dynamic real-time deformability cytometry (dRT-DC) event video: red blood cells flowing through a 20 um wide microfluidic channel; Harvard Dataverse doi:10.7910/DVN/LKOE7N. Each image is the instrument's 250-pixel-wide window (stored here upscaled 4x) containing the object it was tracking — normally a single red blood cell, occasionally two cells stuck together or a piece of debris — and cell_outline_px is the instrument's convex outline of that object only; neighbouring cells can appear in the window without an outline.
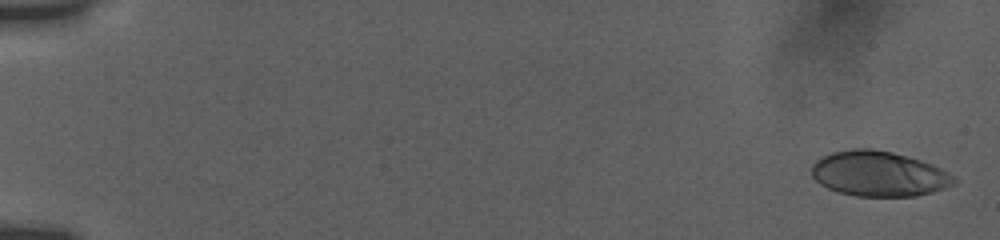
{"species": "human", "species_latin": "Homo sapiens", "temperature_condition": "room temperature", "stored_images_in_passage": 40, "camera_frame_rate_fps": 3000, "um_per_image_px": 0.085, "donor": {"sex": "female"}, "frame": {"image": 1, "passage_image": 1, "time_ms": 0.0, "image_size_px": [1000, 240], "cell_outline_px": [[956, 184], [932, 192], [916, 196], [856, 196], [840, 192], [828, 188], [820, 184], [812, 176], [812, 164], [816, 160], [832, 152], [852, 148], [872, 148], [892, 152], [920, 160], [932, 164], [956, 176]], "centroid_in_image_um": [74.71, 14.77], "position_along_channel_um": 10.3, "area_um2": 37.51}}
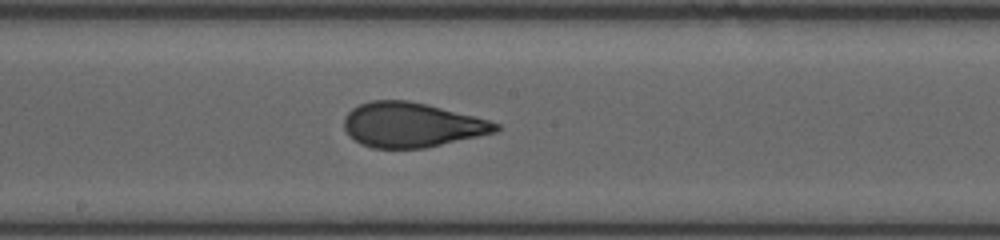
{"frame": {"image": 2, "passage_image": 22, "time_ms": 10.0, "image_size_px": [1000, 240], "cell_outline_px": [[500, 128], [496, 132], [424, 148], [372, 148], [360, 144], [344, 128], [344, 116], [352, 108], [360, 104], [372, 100], [408, 100], [428, 104], [488, 120], [500, 124]], "centroid_in_image_um": [34.98, 10.61], "position_along_channel_um": 213.2, "area_um2": 39.25}}
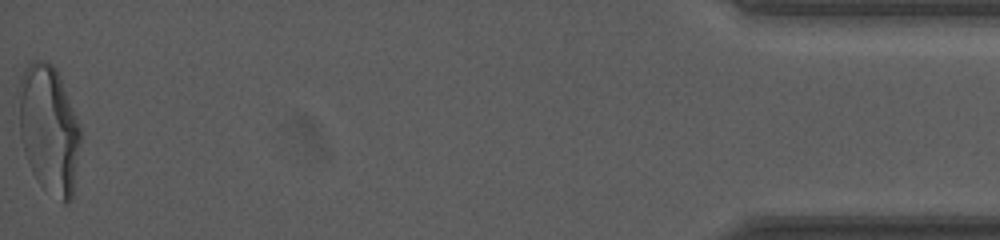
{"frame": {"image": 3, "passage_image": 40, "time_ms": 18.0, "image_size_px": [1000, 240], "cell_outline_px": [[80, 140], [72, 196], [68, 204], [64, 204], [32, 172], [24, 152], [20, 136], [20, 76], [24, 68], [28, 64], [36, 60], [44, 60], [52, 64], [56, 68], [60, 76], [80, 128]], "centroid_in_image_um": [4.16, 10.93], "position_along_channel_um": 431.0, "area_um2": 45.03}, "authors_computed_cell_mechanics": {"area_um2": 39.5063, "velocity_mm_per_s": 3.7875, "shape_relaxation_time_tau1_ms": 6.5394, "shape_relaxation_time_tau2_ms": 0.7927, "deformation_change_tau1": 0.2152, "deformation_change_tau2": 0.0727}}